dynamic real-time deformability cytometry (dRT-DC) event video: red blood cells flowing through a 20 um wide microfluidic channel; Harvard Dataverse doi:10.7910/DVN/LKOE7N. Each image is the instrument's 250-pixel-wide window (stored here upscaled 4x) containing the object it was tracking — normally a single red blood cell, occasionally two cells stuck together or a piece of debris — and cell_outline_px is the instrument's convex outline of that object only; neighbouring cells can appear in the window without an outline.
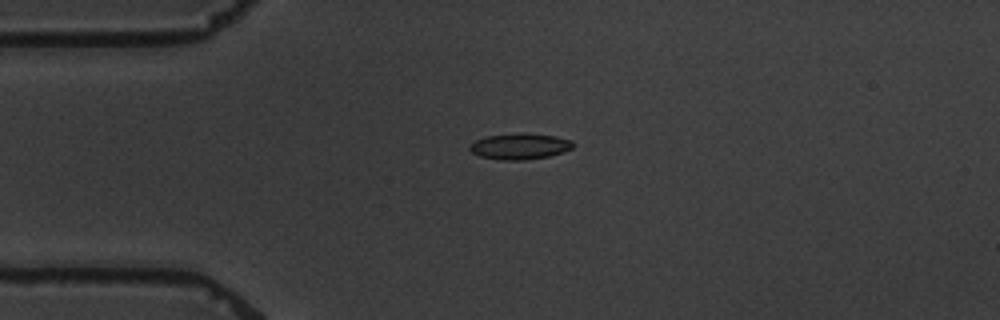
{"species": "common noctule bat (a hibernating species)", "species_latin": "Nyctalus noctula", "temperature_condition": "warm", "stored_images_in_passage": 2, "camera_frame_rate_fps": 3000, "um_per_image_px": 0.085, "animal": {"sex": "male", "body_mass_g": 19.5, "forearm_length_mm": 54.6}, "frame": {"image": 1, "passage_image": 1, "time_ms": 0.0, "image_size_px": [1000, 320], "cell_outline_px": [[576, 144], [572, 148], [564, 152], [548, 156], [524, 160], [500, 160], [480, 156], [472, 152], [468, 148], [476, 140], [488, 136], [520, 132], [556, 136], [572, 140]], "centroid_in_image_um": [44.23, 12.43], "position_along_channel_um": 40.8, "area_um2": 15.72}}